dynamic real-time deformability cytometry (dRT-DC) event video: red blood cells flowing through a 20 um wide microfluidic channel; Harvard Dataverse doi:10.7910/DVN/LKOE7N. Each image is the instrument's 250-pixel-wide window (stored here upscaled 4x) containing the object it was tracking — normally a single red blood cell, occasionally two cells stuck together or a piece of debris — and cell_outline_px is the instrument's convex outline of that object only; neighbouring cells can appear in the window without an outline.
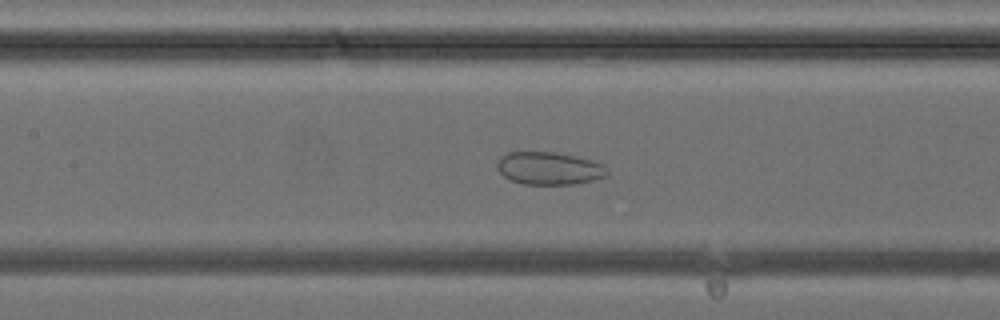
{"species": "common noctule bat (a hibernating species)", "species_latin": "Nyctalus noctula", "temperature_condition": "cold", "stored_images_in_passage": 40, "camera_frame_rate_fps": 3000, "um_per_image_px": 0.085, "animal": {"sex": "female", "body_mass_g": 24.6, "forearm_length_mm": 56.2}, "frame": {"image": 1, "passage_image": 18, "time_ms": 5.667, "image_size_px": [1000, 320], "cell_outline_px": [[608, 176], [576, 184], [524, 184], [512, 180], [504, 176], [496, 168], [496, 164], [500, 156], [508, 152], [556, 152], [576, 156], [592, 160], [604, 164], [608, 172]], "centroid_in_image_um": [46.68, 14.3], "position_along_channel_um": 160.7, "area_um2": 21.1}}